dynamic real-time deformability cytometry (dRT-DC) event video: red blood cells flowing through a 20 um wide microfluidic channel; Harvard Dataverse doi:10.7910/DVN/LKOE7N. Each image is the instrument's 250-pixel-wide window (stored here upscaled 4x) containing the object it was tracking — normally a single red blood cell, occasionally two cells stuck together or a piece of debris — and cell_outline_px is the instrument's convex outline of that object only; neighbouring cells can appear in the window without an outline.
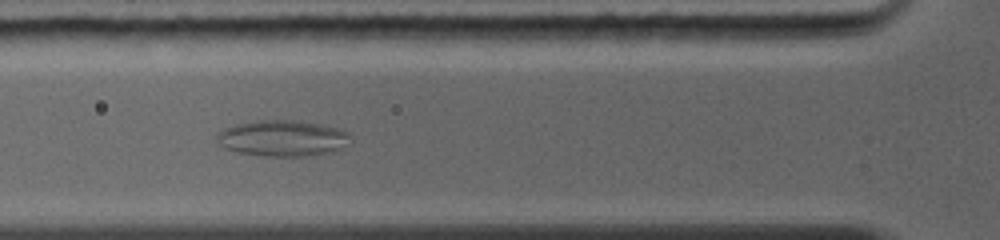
{"species": "common noctule bat (a hibernating species)", "species_latin": "Nyctalus noctula", "temperature_condition": "warm", "stored_images_in_passage": 12, "camera_frame_rate_fps": 5000, "um_per_image_px": 0.085, "animal": {"sex": "female", "body_mass_g": 19.0, "forearm_length_mm": 56.7}, "frame": {"image": 1, "passage_image": 3, "time_ms": 2.0, "image_size_px": [1000, 240], "cell_outline_px": [[348, 136], [344, 148], [332, 152], [308, 156], [264, 156], [236, 152], [224, 148], [216, 140], [216, 132], [232, 124], [260, 120], [292, 120], [320, 124], [336, 128], [348, 132]], "centroid_in_image_um": [23.94, 11.75], "position_along_channel_um": 101.9, "area_um2": 28.15}}
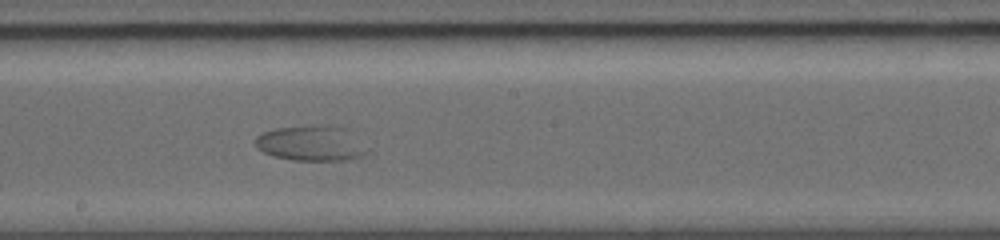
{"frame": {"image": 2, "passage_image": 7, "time_ms": 5.0, "image_size_px": [1000, 240], "cell_outline_px": [[372, 148], [364, 156], [344, 160], [292, 160], [272, 156], [256, 148], [256, 136], [264, 132], [276, 128], [328, 124], [344, 128]], "centroid_in_image_um": [26.51, 12.18], "position_along_channel_um": 221.7, "area_um2": 23.29}}
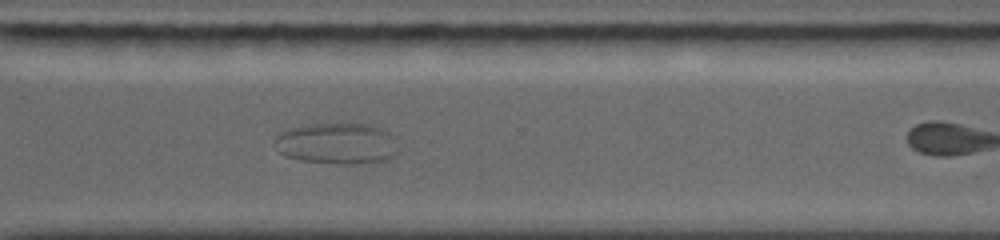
{"frame": {"image": 3, "passage_image": 12, "time_ms": 8.0, "image_size_px": [1000, 240], "cell_outline_px": [[396, 156], [388, 160], [372, 164], [340, 164], [300, 160], [284, 156], [280, 152], [276, 140], [276, 136], [280, 132], [292, 128], [312, 124], [348, 120], [368, 124], [380, 128], [384, 132], [396, 152]], "centroid_in_image_um": [28.61, 12.18], "position_along_channel_um": 342.0, "area_um2": 29.82}}